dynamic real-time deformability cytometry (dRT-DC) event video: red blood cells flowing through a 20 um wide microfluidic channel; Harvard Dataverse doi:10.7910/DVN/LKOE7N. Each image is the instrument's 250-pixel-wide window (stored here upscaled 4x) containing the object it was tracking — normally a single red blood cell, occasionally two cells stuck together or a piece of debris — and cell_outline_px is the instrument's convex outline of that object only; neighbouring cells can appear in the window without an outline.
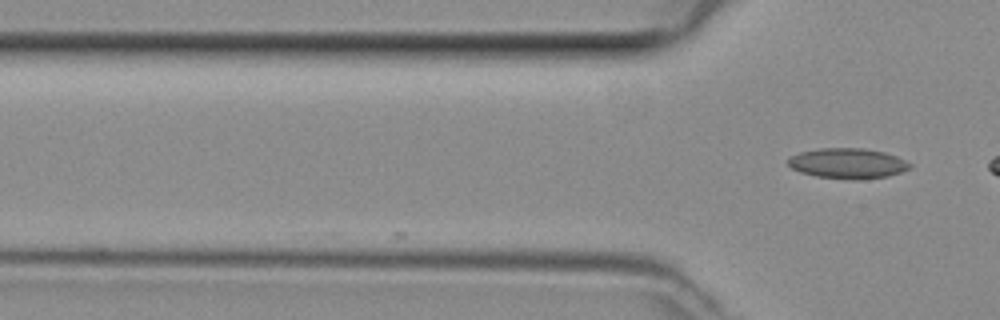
{"species": "common noctule bat (a hibernating species)", "species_latin": "Nyctalus noctula", "temperature_condition": "room temperature", "stored_images_in_passage": 2, "camera_frame_rate_fps": 3000, "um_per_image_px": 0.085, "animal": {"sex": "female", "body_mass_g": 29.2, "forearm_length_mm": 56.3}, "frame": {"image": 1, "passage_image": 2, "time_ms": 0.333, "image_size_px": [1000, 320], "cell_outline_px": [[912, 168], [888, 176], [816, 176], [800, 172], [792, 168], [788, 164], [788, 156], [800, 152], [820, 148], [864, 148], [884, 152], [896, 156], [912, 164]], "centroid_in_image_um": [72.03, 13.82], "position_along_channel_um": 53.8, "area_um2": 20.52}}